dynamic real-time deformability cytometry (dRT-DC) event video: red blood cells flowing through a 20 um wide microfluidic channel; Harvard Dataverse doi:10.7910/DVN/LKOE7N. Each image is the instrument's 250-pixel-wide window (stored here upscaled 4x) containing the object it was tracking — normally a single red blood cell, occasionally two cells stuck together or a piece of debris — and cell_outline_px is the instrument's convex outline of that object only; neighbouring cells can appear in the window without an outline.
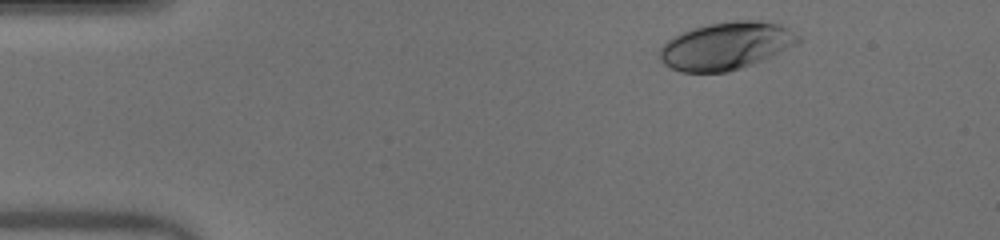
{"species": "human", "species_latin": "Homo sapiens", "temperature_condition": "warm", "stored_images_in_passage": 39, "camera_frame_rate_fps": 3000, "um_per_image_px": 0.085, "donor": {"sex": "male"}, "frame": {"image": 1, "passage_image": 4, "time_ms": 1.0, "image_size_px": [1000, 240], "cell_outline_px": [[800, 44], [740, 68], [728, 72], [680, 72], [664, 64], [660, 60], [660, 48], [672, 36], [692, 28], [708, 24], [736, 20], [760, 20], [780, 24], [788, 28], [800, 36]], "centroid_in_image_um": [61.72, 3.88], "position_along_channel_um": 23.3, "area_um2": 38.32}}
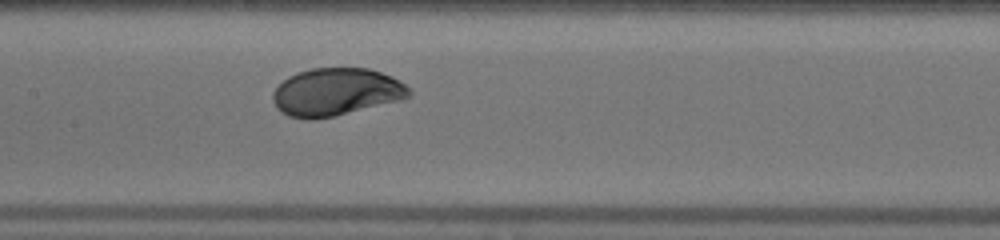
{"frame": {"image": 2, "passage_image": 22, "time_ms": 7.0, "image_size_px": [1000, 240], "cell_outline_px": [[412, 92], [404, 100], [332, 116], [288, 116], [280, 112], [276, 108], [272, 100], [272, 92], [288, 76], [296, 72], [312, 68], [368, 68], [392, 76], [404, 84]], "centroid_in_image_um": [28.58, 7.78], "position_along_channel_um": 178.8, "area_um2": 37.28}}
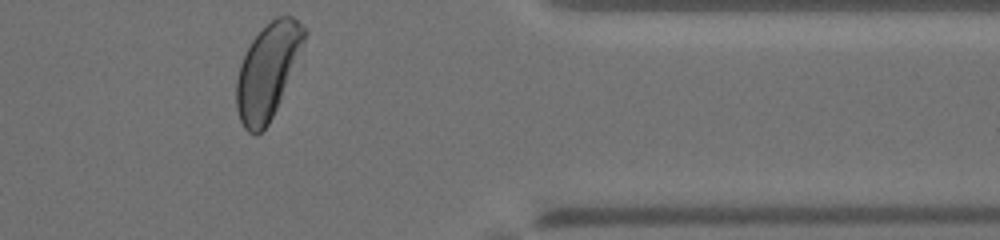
{"frame": {"image": 3, "passage_image": 39, "time_ms": 12.667, "image_size_px": [1000, 240], "cell_outline_px": [[308, 32], [304, 44], [280, 100], [268, 124], [256, 136], [248, 132], [244, 128], [240, 120], [236, 108], [236, 80], [240, 64], [252, 40], [276, 16], [292, 16]], "centroid_in_image_um": [22.74, 6.06], "position_along_channel_um": 388.7, "area_um2": 36.88}, "authors_computed_cell_mechanics": {"area_um2": 37.9746, "velocity_mm_per_s": 4.0104, "shape_relaxation_time_tau1_ms": 2.3854, "shape_relaxation_time_tau2_ms": null, "deformation_change_tau1": 0.1464, "deformation_change_tau2": null}}